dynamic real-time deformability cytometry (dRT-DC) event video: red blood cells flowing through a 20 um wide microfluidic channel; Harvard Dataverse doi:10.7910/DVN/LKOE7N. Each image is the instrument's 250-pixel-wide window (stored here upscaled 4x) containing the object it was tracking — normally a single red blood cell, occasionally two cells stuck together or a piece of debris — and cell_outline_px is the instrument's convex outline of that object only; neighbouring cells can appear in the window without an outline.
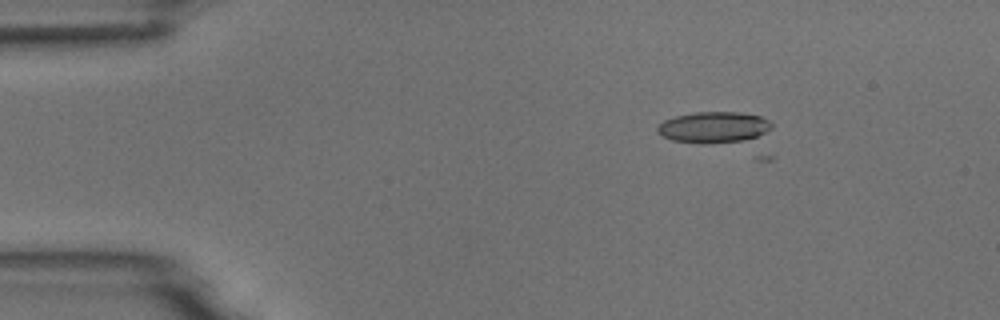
{"species": "common noctule bat (a hibernating species)", "species_latin": "Nyctalus noctula", "temperature_condition": "room temperature", "stored_images_in_passage": 3, "camera_frame_rate_fps": 3000, "um_per_image_px": 0.085, "animal": {"sex": "male", "body_mass_g": 18.8}, "frame": {"image": 1, "passage_image": 1, "time_ms": 0.0, "image_size_px": [1000, 320], "cell_outline_px": [[772, 128], [756, 136], [744, 140], [708, 144], [700, 144], [672, 140], [656, 132], [656, 128], [664, 120], [676, 116], [696, 112], [740, 112], [760, 116], [768, 120], [772, 124]], "centroid_in_image_um": [60.63, 10.82], "position_along_channel_um": 24.4, "area_um2": 20.63}}